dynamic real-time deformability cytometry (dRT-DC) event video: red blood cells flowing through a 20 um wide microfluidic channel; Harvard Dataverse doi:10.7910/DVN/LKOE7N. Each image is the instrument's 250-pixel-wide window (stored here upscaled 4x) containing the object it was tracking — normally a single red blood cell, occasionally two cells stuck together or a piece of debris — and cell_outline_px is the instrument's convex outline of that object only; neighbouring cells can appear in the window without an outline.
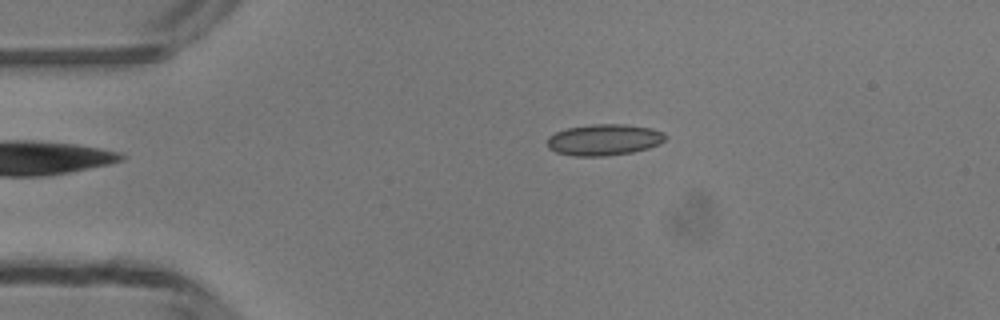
{"species": "common noctule bat (a hibernating species)", "species_latin": "Nyctalus noctula", "temperature_condition": "room temperature", "stored_images_in_passage": 40, "camera_frame_rate_fps": 3000, "um_per_image_px": 0.085, "animal": {"sex": "male", "body_mass_g": 13.3}, "frame": {"image": 1, "passage_image": 1, "time_ms": 0.0, "image_size_px": [1000, 320], "cell_outline_px": [[668, 136], [660, 144], [648, 148], [632, 152], [604, 156], [576, 156], [556, 152], [548, 148], [548, 136], [556, 132], [568, 128], [592, 124], [624, 124], [652, 128]], "centroid_in_image_um": [51.35, 11.88], "position_along_channel_um": 33.7, "area_um2": 21.44}}
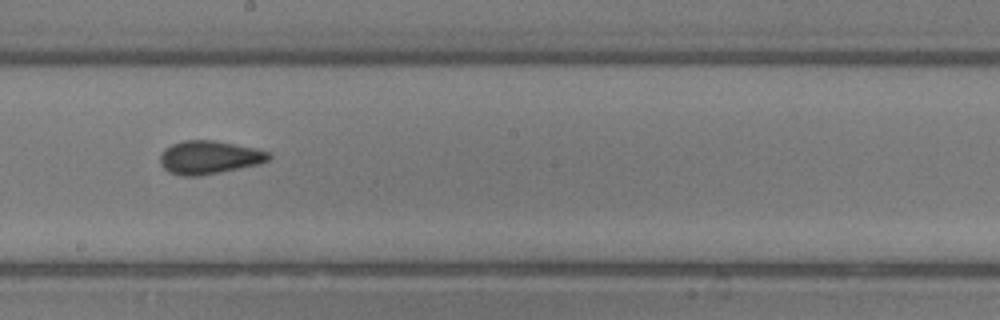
{"frame": {"image": 2, "passage_image": 18, "time_ms": 5.667, "image_size_px": [1000, 320], "cell_outline_px": [[272, 156], [268, 160], [260, 164], [196, 176], [184, 176], [168, 172], [164, 168], [160, 160], [160, 156], [164, 148], [172, 144], [184, 140], [212, 140], [256, 148], [272, 152]], "centroid_in_image_um": [17.8, 13.36], "position_along_channel_um": 230.4, "area_um2": 20.98}}
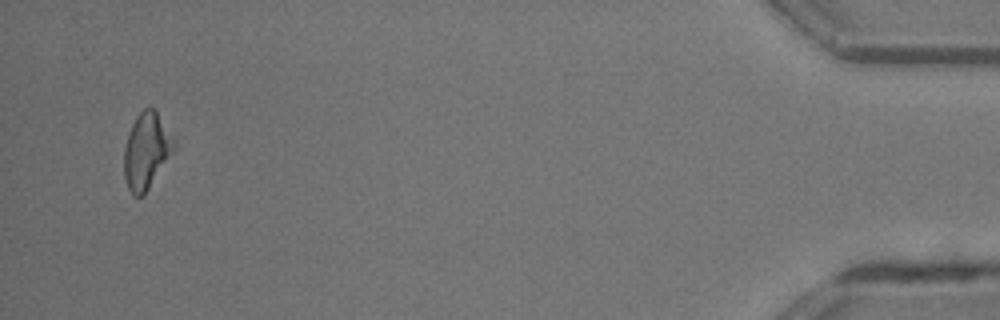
{"frame": {"image": 3, "passage_image": 38, "time_ms": 12.333, "image_size_px": [1000, 320], "cell_outline_px": [[176, 144], [172, 152], [144, 196], [132, 196], [128, 188], [124, 176], [124, 148], [132, 124], [136, 116], [144, 108], [156, 108], [176, 140]], "centroid_in_image_um": [12.45, 12.8], "position_along_channel_um": 422.7, "area_um2": 22.2}, "authors_computed_cell_mechanics": {"area_um2": 20.1433, "velocity_mm_per_s": 4.202, "shape_relaxation_time_tau1_ms": 7.8697, "shape_relaxation_time_tau2_ms": 1.5265, "deformation_change_tau1": 0.1622, "deformation_change_tau2": 0.0841}}